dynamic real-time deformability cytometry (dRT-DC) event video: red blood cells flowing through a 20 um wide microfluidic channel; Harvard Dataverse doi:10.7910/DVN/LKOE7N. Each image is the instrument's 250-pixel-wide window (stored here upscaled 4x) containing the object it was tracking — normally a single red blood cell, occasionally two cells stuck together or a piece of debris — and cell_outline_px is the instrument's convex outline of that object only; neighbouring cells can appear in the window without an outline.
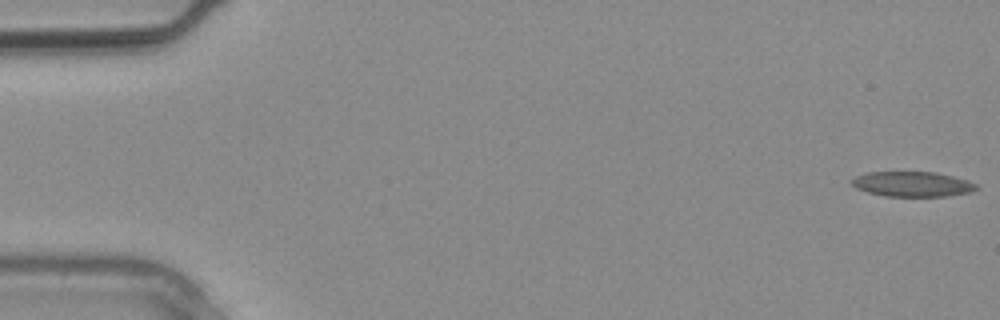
{"species": "common noctule bat (a hibernating species)", "species_latin": "Nyctalus noctula", "temperature_condition": "warm", "stored_images_in_passage": 3, "camera_frame_rate_fps": 3000, "um_per_image_px": 0.085, "animal": {"sex": "male", "body_mass_g": 20.4}, "frame": {"image": 1, "passage_image": 1, "time_ms": 0.0, "image_size_px": [1000, 320], "cell_outline_px": [[980, 188], [968, 192], [948, 196], [884, 196], [868, 192], [856, 188], [848, 180], [856, 176], [868, 172], [936, 172], [968, 180], [976, 184]], "centroid_in_image_um": [77.53, 15.64], "position_along_channel_um": 7.5, "area_um2": 18.21}}
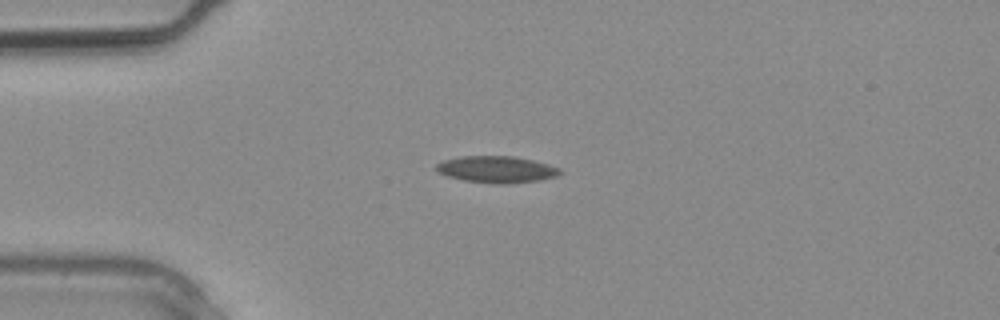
{"frame": {"image": 2, "passage_image": 3, "time_ms": 0.667, "image_size_px": [1000, 320], "cell_outline_px": [[564, 172], [556, 176], [540, 180], [504, 184], [496, 184], [464, 180], [448, 176], [432, 168], [436, 164], [444, 160], [460, 156], [512, 156], [532, 160], [548, 164], [560, 168]], "centroid_in_image_um": [42.21, 14.4], "position_along_channel_um": 42.8, "area_um2": 19.25}}